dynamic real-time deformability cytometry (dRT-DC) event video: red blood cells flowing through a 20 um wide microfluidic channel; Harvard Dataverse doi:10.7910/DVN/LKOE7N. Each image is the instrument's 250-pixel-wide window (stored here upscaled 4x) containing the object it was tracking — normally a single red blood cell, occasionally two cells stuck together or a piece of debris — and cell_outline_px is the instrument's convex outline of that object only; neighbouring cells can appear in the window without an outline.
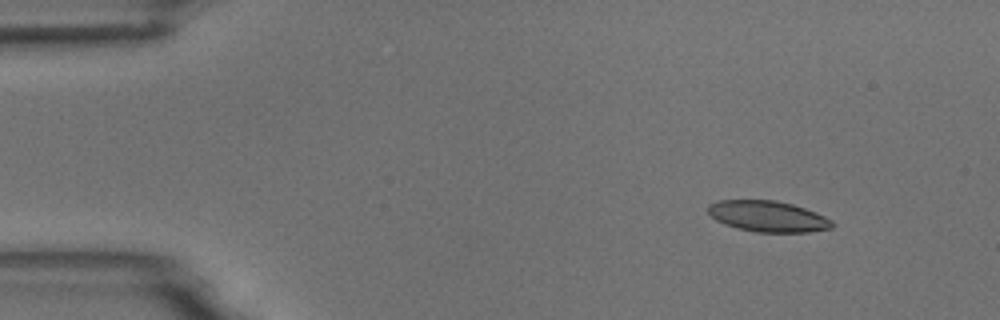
{"species": "common noctule bat (a hibernating species)", "species_latin": "Nyctalus noctula", "temperature_condition": "room temperature", "stored_images_in_passage": 3, "camera_frame_rate_fps": 3000, "um_per_image_px": 0.085, "animal": {"sex": "male", "body_mass_g": 18.8}, "frame": {"image": 1, "passage_image": 1, "time_ms": 0.0, "image_size_px": [1000, 320], "cell_outline_px": [[836, 224], [832, 228], [808, 232], [756, 232], [724, 224], [716, 220], [708, 212], [708, 204], [720, 200], [776, 200], [792, 204], [816, 212], [832, 220]], "centroid_in_image_um": [65.3, 18.38], "position_along_channel_um": 19.7, "area_um2": 22.37}}